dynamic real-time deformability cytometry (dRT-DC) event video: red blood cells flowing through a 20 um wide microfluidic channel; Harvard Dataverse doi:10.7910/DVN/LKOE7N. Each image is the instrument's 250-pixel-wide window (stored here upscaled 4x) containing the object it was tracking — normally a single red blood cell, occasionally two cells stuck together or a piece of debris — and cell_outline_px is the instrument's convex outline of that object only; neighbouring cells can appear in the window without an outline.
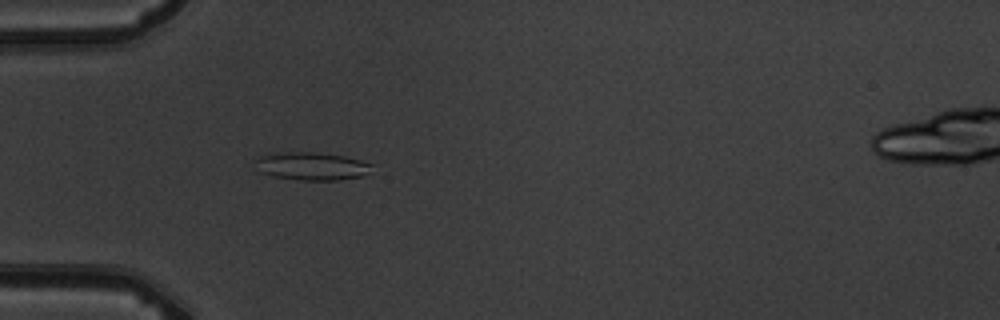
{"species": "common noctule bat (a hibernating species)", "species_latin": "Nyctalus noctula", "temperature_condition": "warm", "stored_images_in_passage": 6, "camera_frame_rate_fps": 3000, "um_per_image_px": 0.085, "animal": {"sex": "male", "body_mass_g": 19.5, "forearm_length_mm": 54.6}, "frame": {"image": 1, "passage_image": 6, "time_ms": 5.667, "image_size_px": [1000, 320], "cell_outline_px": [[376, 164], [360, 176], [340, 180], [300, 180], [272, 176], [260, 172], [256, 160], [256, 156], [272, 152], [316, 152], [344, 156]], "centroid_in_image_um": [26.46, 14.11], "position_along_channel_um": 58.5, "area_um2": 19.02}}